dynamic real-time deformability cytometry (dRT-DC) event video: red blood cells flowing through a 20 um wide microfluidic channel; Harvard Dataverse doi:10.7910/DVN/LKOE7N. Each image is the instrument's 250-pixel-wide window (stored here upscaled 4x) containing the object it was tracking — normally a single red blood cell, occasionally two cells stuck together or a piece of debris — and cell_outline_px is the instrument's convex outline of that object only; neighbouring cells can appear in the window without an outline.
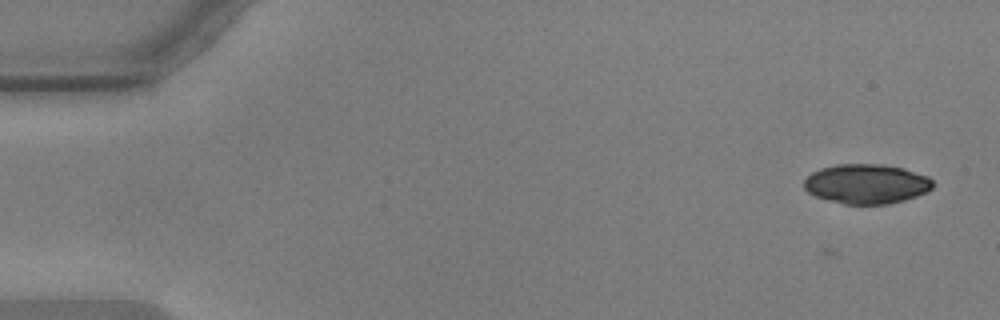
{"species": "common noctule bat (a hibernating species)", "species_latin": "Nyctalus noctula", "temperature_condition": "warm", "stored_images_in_passage": 4, "camera_frame_rate_fps": 3000, "um_per_image_px": 0.085, "animal": {"sex": "male", "body_mass_g": 17.9, "forearm_length_mm": 54.2}, "frame": {"image": 1, "passage_image": 1, "time_ms": 0.0, "image_size_px": [1000, 320], "cell_outline_px": [[932, 188], [928, 192], [904, 200], [888, 204], [844, 204], [828, 200], [816, 196], [808, 192], [804, 188], [804, 180], [812, 172], [820, 168], [836, 164], [880, 164], [904, 168], [928, 176], [932, 180]], "centroid_in_image_um": [73.65, 15.63], "position_along_channel_um": 11.4, "area_um2": 29.82}}